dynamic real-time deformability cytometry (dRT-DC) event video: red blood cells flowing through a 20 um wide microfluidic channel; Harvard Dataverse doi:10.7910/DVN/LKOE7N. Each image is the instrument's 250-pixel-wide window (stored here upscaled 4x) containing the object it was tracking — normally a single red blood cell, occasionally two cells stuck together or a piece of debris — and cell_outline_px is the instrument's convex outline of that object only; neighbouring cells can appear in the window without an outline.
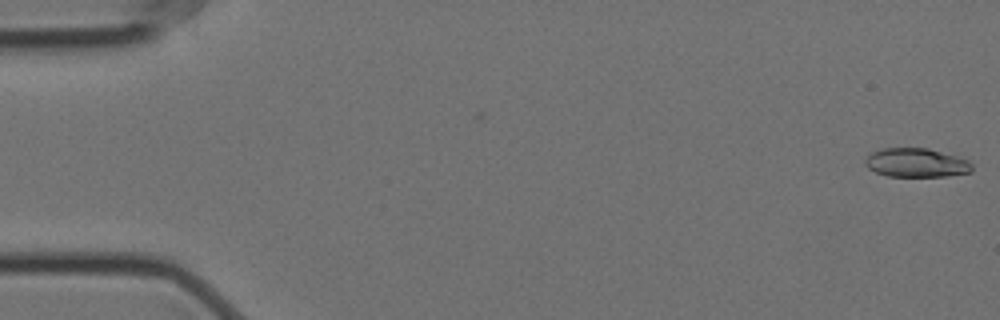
{"species": "Egyptian fruit bat (a non-hibernating species)", "species_latin": "Rousettus aegyptiacus", "temperature_condition": "cold", "stored_images_in_passage": 6, "camera_frame_rate_fps": 3000, "um_per_image_px": 0.085, "animal": {"sex": "female"}, "frame": {"image": 1, "passage_image": 6, "time_ms": 1.667, "image_size_px": [1000, 320], "cell_outline_px": [[972, 172], [948, 176], [888, 176], [876, 172], [868, 168], [864, 164], [864, 160], [868, 152], [880, 148], [928, 148], [956, 156], [968, 160], [972, 164]], "centroid_in_image_um": [77.84, 13.82], "position_along_channel_um": 7.2, "area_um2": 18.21}}